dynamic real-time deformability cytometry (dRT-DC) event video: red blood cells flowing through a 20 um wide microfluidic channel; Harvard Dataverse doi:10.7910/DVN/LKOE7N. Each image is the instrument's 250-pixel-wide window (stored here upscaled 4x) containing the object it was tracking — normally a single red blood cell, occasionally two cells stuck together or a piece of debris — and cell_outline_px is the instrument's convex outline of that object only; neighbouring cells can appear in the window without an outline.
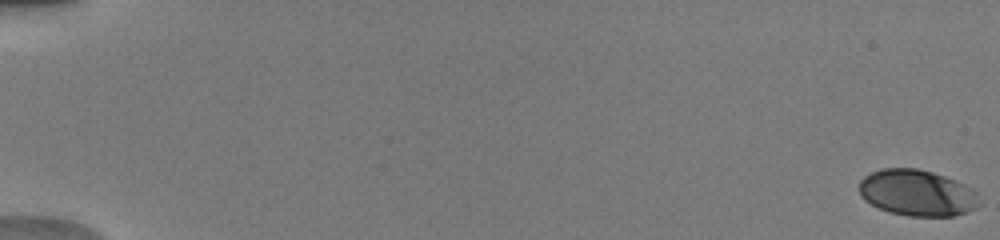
{"species": "human", "species_latin": "Homo sapiens", "temperature_condition": "warm", "stored_images_in_passage": 53, "camera_frame_rate_fps": 3000, "um_per_image_px": 0.085, "donor": {"sex": "male"}, "frame": {"image": 1, "passage_image": 1, "time_ms": 0.0, "image_size_px": [1000, 240], "cell_outline_px": [[980, 204], [976, 208], [956, 216], [908, 216], [888, 212], [864, 200], [860, 196], [860, 180], [864, 176], [872, 172], [884, 168], [916, 168], [932, 172], [944, 176], [972, 188], [976, 192]], "centroid_in_image_um": [77.95, 16.4], "position_along_channel_um": 7.0, "area_um2": 32.31}}
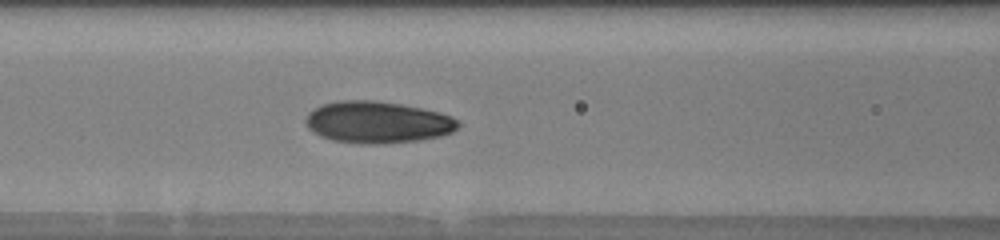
{"frame": {"image": 2, "passage_image": 25, "time_ms": 8.0, "image_size_px": [1000, 240], "cell_outline_px": [[460, 124], [452, 132], [440, 136], [416, 140], [376, 144], [360, 144], [332, 140], [320, 136], [308, 128], [304, 120], [308, 112], [320, 104], [336, 100], [376, 100], [400, 104], [420, 108], [452, 116], [460, 120]], "centroid_in_image_um": [32.04, 10.38], "position_along_channel_um": 134.6, "area_um2": 37.22}}
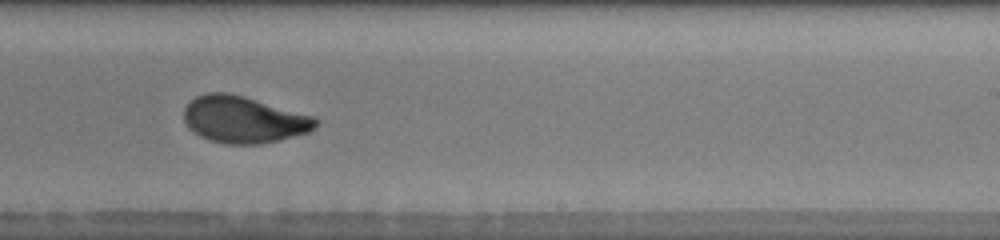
{"frame": {"image": 3, "passage_image": 35, "time_ms": 11.333, "image_size_px": [1000, 240], "cell_outline_px": [[316, 128], [308, 132], [260, 144], [224, 144], [208, 140], [200, 136], [188, 128], [184, 120], [184, 108], [196, 96], [208, 92], [228, 92], [244, 96], [312, 116], [316, 120]], "centroid_in_image_um": [20.66, 10.16], "position_along_channel_um": 268.3, "area_um2": 35.6}, "authors_computed_cell_mechanics": {"area_um2": 34.969, "velocity_mm_per_s": 4.0186, "shape_relaxation_time_tau1_ms": 4.3227, "shape_relaxation_time_tau2_ms": 1.0664, "deformation_change_tau1": 0.1731, "deformation_change_tau2": 0.058}}